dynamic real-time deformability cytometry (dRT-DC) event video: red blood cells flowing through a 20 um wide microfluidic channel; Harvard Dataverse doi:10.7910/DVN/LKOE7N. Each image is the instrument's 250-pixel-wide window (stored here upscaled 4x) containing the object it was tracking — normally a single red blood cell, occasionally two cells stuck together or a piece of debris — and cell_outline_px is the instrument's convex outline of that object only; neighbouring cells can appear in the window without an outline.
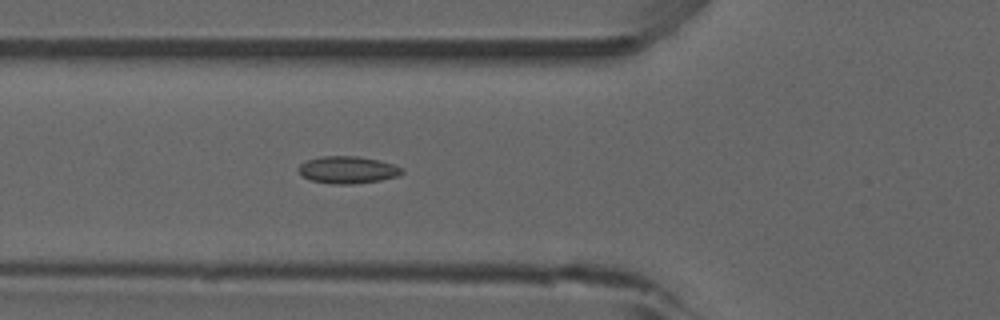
{"species": "common noctule bat (a hibernating species)", "species_latin": "Nyctalus noctula", "temperature_condition": "room temperature", "stored_images_in_passage": 2, "camera_frame_rate_fps": 3000, "um_per_image_px": 0.085, "animal": {"sex": "male", "forearm_length_mm": 52.5}, "frame": {"image": 1, "passage_image": 2, "time_ms": 1.0, "image_size_px": [1000, 320], "cell_outline_px": [[404, 172], [396, 176], [380, 180], [352, 184], [332, 184], [312, 180], [304, 176], [300, 172], [300, 164], [308, 160], [320, 156], [360, 156], [380, 160], [404, 168]], "centroid_in_image_um": [29.59, 14.42], "position_along_channel_um": 96.2, "area_um2": 16.24}}